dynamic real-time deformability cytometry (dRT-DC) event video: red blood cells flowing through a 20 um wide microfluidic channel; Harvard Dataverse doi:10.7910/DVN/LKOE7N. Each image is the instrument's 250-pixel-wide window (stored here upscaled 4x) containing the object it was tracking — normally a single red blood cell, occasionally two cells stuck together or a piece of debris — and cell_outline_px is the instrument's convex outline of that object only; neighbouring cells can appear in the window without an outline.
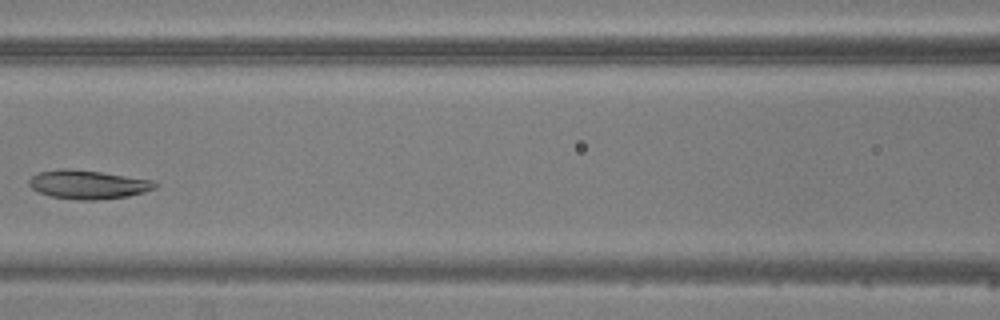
{"species": "common noctule bat (a hibernating species)", "species_latin": "Nyctalus noctula", "temperature_condition": "warm", "stored_images_in_passage": 5, "camera_frame_rate_fps": 3000, "um_per_image_px": 0.085, "animal": {"sex": "male", "body_mass_g": 20.5, "forearm_length_mm": 52.5}, "frame": {"image": 1, "passage_image": 4, "time_ms": 3.667, "image_size_px": [1000, 320], "cell_outline_px": [[156, 188], [144, 192], [128, 196], [96, 200], [80, 200], [52, 196], [40, 192], [32, 188], [28, 184], [28, 180], [32, 176], [40, 172], [60, 168], [64, 168], [100, 172], [152, 180], [156, 184]], "centroid_in_image_um": [7.47, 15.68], "position_along_channel_um": 159.1, "area_um2": 20.81}}
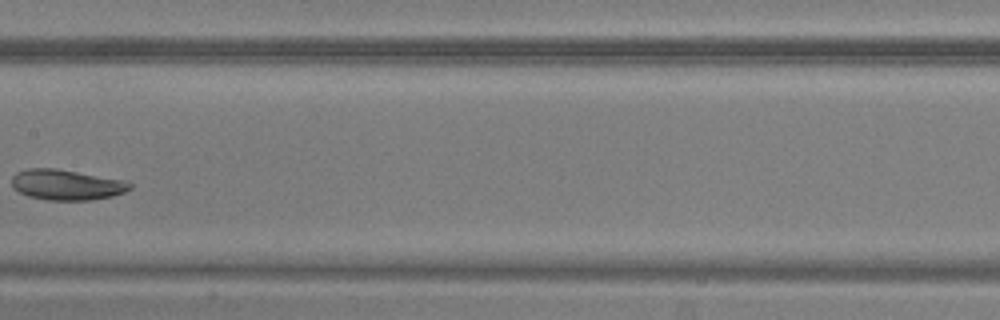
{"frame": {"image": 2, "passage_image": 5, "time_ms": 4.667, "image_size_px": [1000, 320], "cell_outline_px": [[132, 188], [124, 192], [112, 196], [92, 200], [48, 200], [28, 196], [20, 192], [12, 184], [12, 176], [16, 172], [28, 168], [56, 168], [128, 180], [132, 184]], "centroid_in_image_um": [5.7, 15.69], "position_along_channel_um": 201.7, "area_um2": 21.15}}